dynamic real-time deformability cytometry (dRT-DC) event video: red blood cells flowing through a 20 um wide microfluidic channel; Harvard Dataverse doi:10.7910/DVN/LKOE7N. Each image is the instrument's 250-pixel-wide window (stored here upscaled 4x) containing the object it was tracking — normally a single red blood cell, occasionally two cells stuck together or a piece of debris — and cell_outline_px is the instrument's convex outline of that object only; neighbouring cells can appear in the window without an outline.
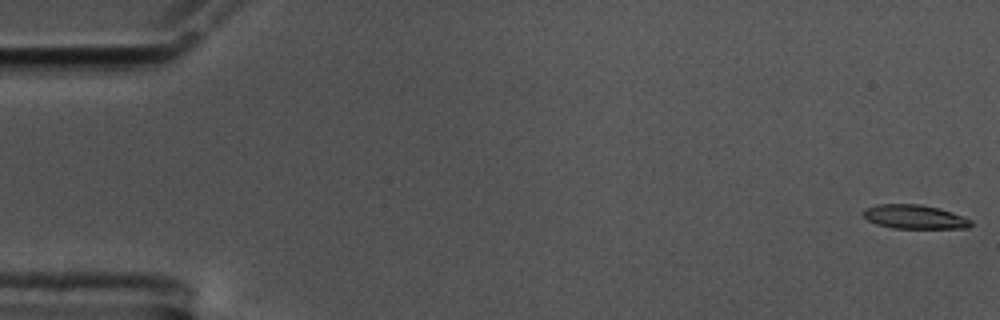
{"species": "common noctule bat (a hibernating species)", "species_latin": "Nyctalus noctula", "temperature_condition": "cold", "stored_images_in_passage": 31, "camera_frame_rate_fps": 3000, "um_per_image_px": 0.085, "animal": {"sex": "male", "body_mass_g": 17.5, "forearm_length_mm": 52.3}, "frame": {"image": 1, "passage_image": 1, "time_ms": 0.0, "image_size_px": [1000, 320], "cell_outline_px": [[972, 224], [968, 228], [892, 228], [876, 224], [868, 220], [860, 212], [864, 208], [876, 204], [920, 204], [940, 208], [964, 216], [972, 220]], "centroid_in_image_um": [77.72, 18.42], "position_along_channel_um": 7.3, "area_um2": 15.26}}
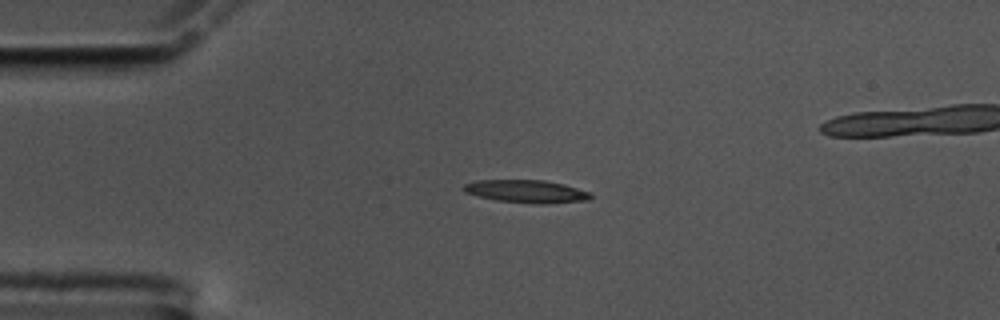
{"frame": {"image": 2, "passage_image": 14, "time_ms": 4.333, "image_size_px": [1000, 320], "cell_outline_px": [[592, 196], [588, 200], [544, 204], [536, 204], [496, 200], [464, 192], [460, 188], [464, 184], [476, 180], [544, 180], [564, 184], [592, 192]], "centroid_in_image_um": [44.75, 16.26], "position_along_channel_um": 40.2, "area_um2": 16.99}}
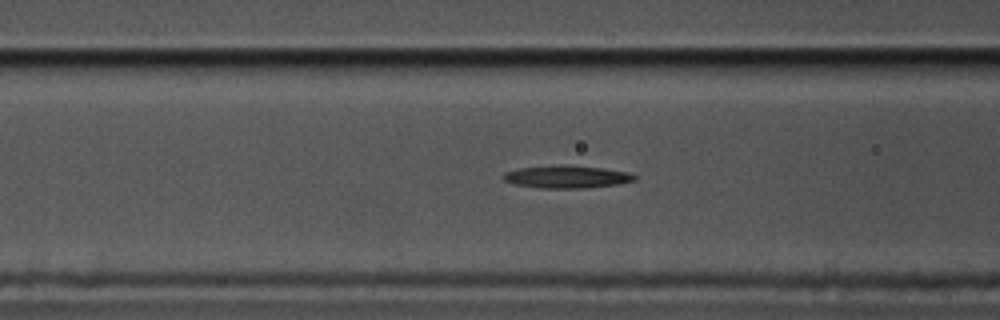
{"frame": {"image": 3, "passage_image": 23, "time_ms": 7.333, "image_size_px": [1000, 320], "cell_outline_px": [[636, 180], [616, 184], [588, 188], [540, 188], [516, 184], [504, 180], [504, 172], [520, 168], [556, 164], [564, 164], [600, 168], [628, 172], [636, 176]], "centroid_in_image_um": [48.17, 15.02], "position_along_channel_um": 118.4, "area_um2": 17.22}}